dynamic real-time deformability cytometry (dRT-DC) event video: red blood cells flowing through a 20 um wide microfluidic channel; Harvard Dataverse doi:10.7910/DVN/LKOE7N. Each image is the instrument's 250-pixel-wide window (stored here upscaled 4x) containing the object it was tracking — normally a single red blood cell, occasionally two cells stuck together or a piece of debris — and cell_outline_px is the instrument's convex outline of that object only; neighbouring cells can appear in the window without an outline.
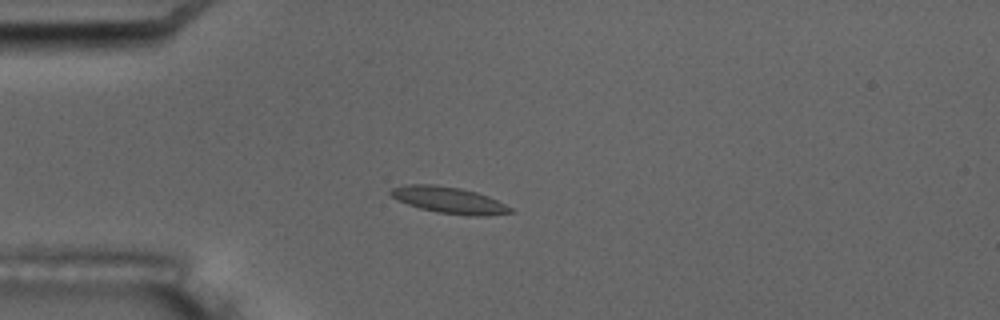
{"species": "common noctule bat (a hibernating species)", "species_latin": "Nyctalus noctula", "temperature_condition": "room temperature", "stored_images_in_passage": 11, "camera_frame_rate_fps": 3000, "um_per_image_px": 0.085, "animal": {"sex": "male", "body_mass_g": 17.5, "forearm_length_mm": 52.3}, "frame": {"image": 1, "passage_image": 4, "time_ms": 4.333, "image_size_px": [1000, 320], "cell_outline_px": [[516, 212], [484, 216], [468, 216], [436, 212], [420, 208], [396, 200], [388, 192], [392, 188], [404, 184], [436, 184], [460, 188], [476, 192], [488, 196], [512, 208]], "centroid_in_image_um": [38.15, 17.01], "position_along_channel_um": 46.8, "area_um2": 18.61}}
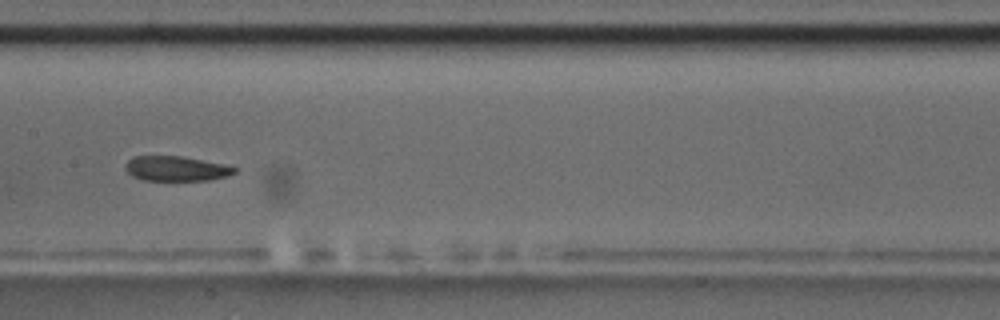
{"frame": {"image": 2, "passage_image": 8, "time_ms": 9.0, "image_size_px": [1000, 320], "cell_outline_px": [[236, 172], [224, 176], [208, 180], [140, 180], [132, 176], [124, 168], [124, 164], [132, 156], [180, 156], [224, 164], [236, 168]], "centroid_in_image_um": [14.9, 14.32], "position_along_channel_um": 192.5, "area_um2": 15.72}}